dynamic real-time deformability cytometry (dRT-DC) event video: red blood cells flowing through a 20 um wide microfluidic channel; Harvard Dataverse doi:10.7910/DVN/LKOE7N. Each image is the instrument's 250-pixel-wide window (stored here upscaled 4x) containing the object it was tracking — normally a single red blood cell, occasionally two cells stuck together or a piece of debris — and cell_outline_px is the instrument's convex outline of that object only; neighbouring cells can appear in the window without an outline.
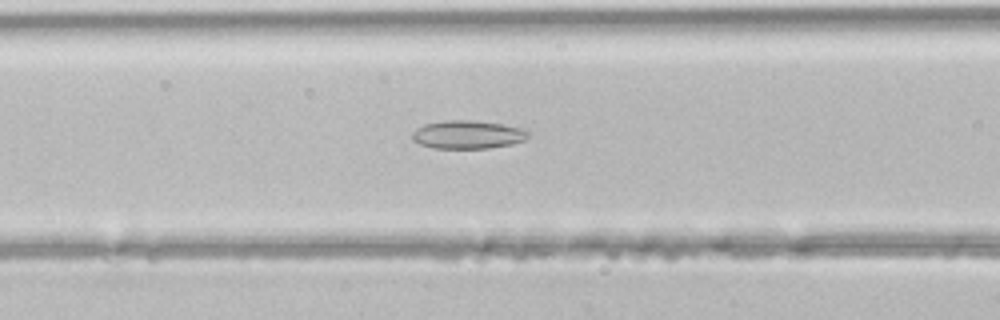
{"species": "common noctule bat (a hibernating species)", "species_latin": "Nyctalus noctula", "temperature_condition": "room temperature", "stored_images_in_passage": 44, "camera_frame_rate_fps": 3000, "um_per_image_px": 0.085, "animal": {"sex": "male", "body_mass_g": 21.5, "forearm_length_mm": 52.0}, "frame": {"image": 1, "passage_image": 16, "time_ms": 5.0, "image_size_px": [1000, 320], "cell_outline_px": [[528, 136], [524, 140], [512, 144], [488, 148], [432, 148], [420, 144], [412, 140], [412, 132], [416, 128], [424, 124], [448, 120], [472, 120], [500, 124], [520, 128], [528, 132]], "centroid_in_image_um": [39.7, 11.44], "position_along_channel_um": 126.9, "area_um2": 18.96}}
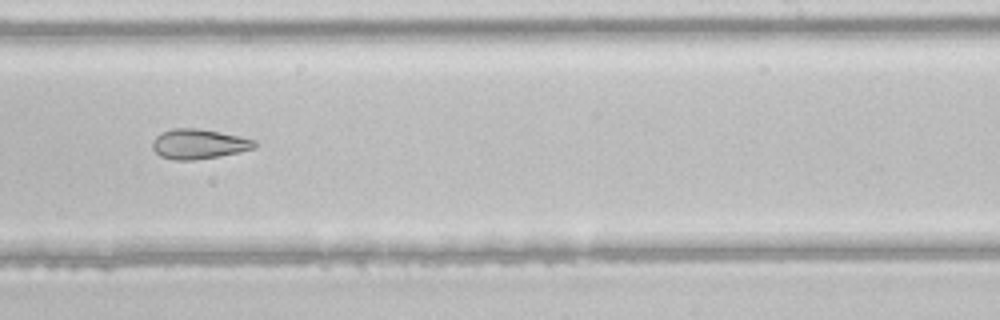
{"frame": {"image": 2, "passage_image": 26, "time_ms": 8.333, "image_size_px": [1000, 320], "cell_outline_px": [[256, 148], [240, 152], [220, 156], [196, 160], [172, 160], [160, 156], [152, 148], [152, 140], [160, 132], [172, 128], [196, 128], [220, 132], [240, 136], [256, 140]], "centroid_in_image_um": [16.88, 12.24], "position_along_channel_um": 272.1, "area_um2": 18.03}}
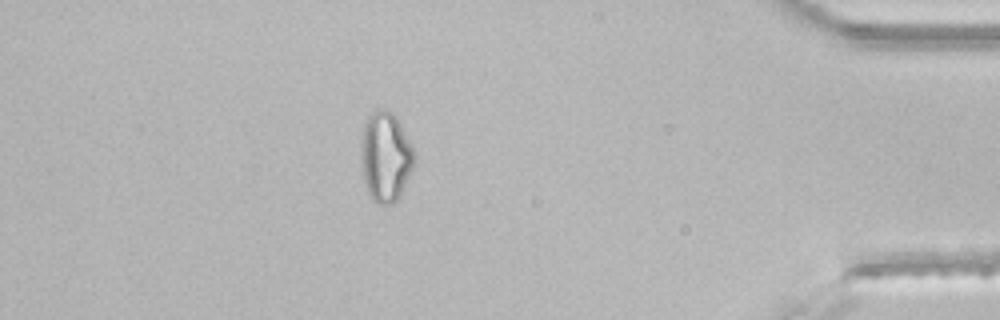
{"frame": {"image": 3, "passage_image": 38, "time_ms": 12.333, "image_size_px": [1000, 320], "cell_outline_px": [[416, 156], [412, 168], [396, 200], [392, 204], [376, 204], [368, 196], [364, 184], [364, 124], [368, 116], [376, 108], [384, 108], [392, 112], [396, 116]], "centroid_in_image_um": [32.79, 13.33], "position_along_channel_um": 402.4, "area_um2": 26.93}}